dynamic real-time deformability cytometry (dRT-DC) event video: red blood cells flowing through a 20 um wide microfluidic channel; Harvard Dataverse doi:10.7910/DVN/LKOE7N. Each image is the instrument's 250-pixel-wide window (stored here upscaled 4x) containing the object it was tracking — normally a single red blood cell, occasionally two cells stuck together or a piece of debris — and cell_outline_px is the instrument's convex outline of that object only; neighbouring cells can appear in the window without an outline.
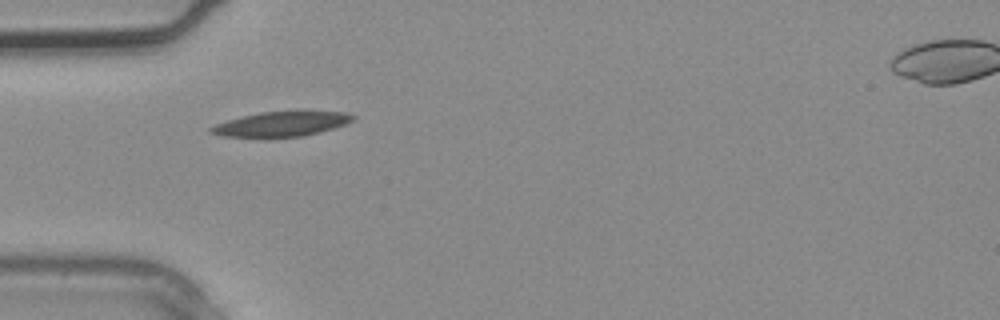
{"species": "common noctule bat (a hibernating species)", "species_latin": "Nyctalus noctula", "temperature_condition": "warm", "stored_images_in_passage": 1, "camera_frame_rate_fps": 3000, "um_per_image_px": 0.085, "animal": {"sex": "male", "body_mass_g": 20.4}, "frame": {"image": 1, "passage_image": 1, "time_ms": 0.0, "image_size_px": [1000, 320], "cell_outline_px": [[356, 116], [352, 120], [344, 124], [320, 132], [304, 136], [220, 136], [208, 132], [208, 128], [216, 124], [228, 120], [260, 112], [300, 108], [344, 112]], "centroid_in_image_um": [23.98, 10.47], "position_along_channel_um": 61.0, "area_um2": 20.98}}